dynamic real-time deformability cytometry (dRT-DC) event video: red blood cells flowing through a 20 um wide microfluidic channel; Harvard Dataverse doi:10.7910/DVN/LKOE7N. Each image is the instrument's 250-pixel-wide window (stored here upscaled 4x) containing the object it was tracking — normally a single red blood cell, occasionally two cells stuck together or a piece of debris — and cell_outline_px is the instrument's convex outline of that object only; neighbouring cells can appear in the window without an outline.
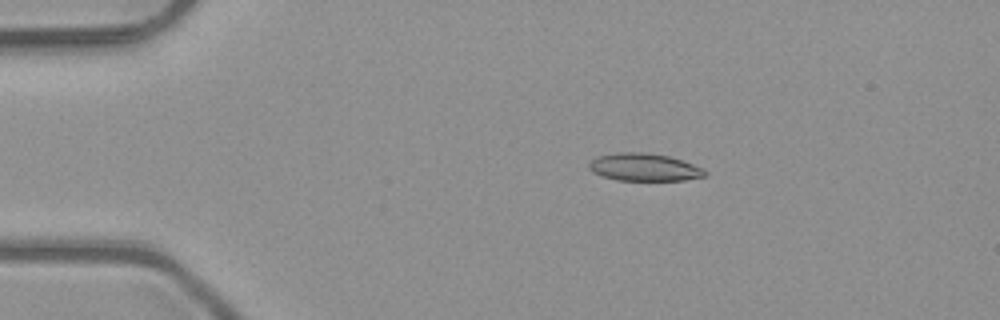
{"species": "common noctule bat (a hibernating species)", "species_latin": "Nyctalus noctula", "temperature_condition": "room temperature", "stored_images_in_passage": 6, "camera_frame_rate_fps": 3000, "um_per_image_px": 0.085, "animal": {"sex": "male", "body_mass_g": 23.1, "forearm_length_mm": 52.7}, "frame": {"image": 1, "passage_image": 3, "time_ms": 0.667, "image_size_px": [1000, 320], "cell_outline_px": [[708, 172], [704, 176], [684, 180], [616, 180], [592, 172], [588, 168], [588, 164], [596, 156], [616, 152], [644, 152], [668, 156], [704, 168]], "centroid_in_image_um": [54.73, 14.21], "position_along_channel_um": 30.3, "area_um2": 18.61}}
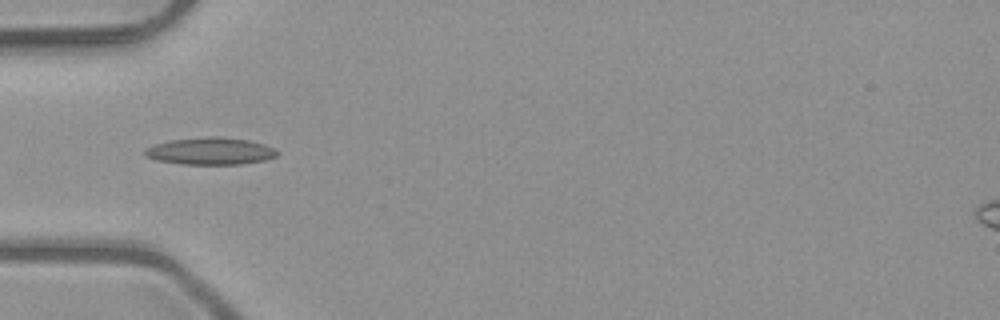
{"frame": {"image": 2, "passage_image": 5, "time_ms": 1.333, "image_size_px": [1000, 320], "cell_outline_px": [[280, 152], [276, 156], [264, 160], [240, 164], [184, 164], [156, 160], [144, 156], [144, 148], [156, 144], [172, 140], [212, 136], [220, 136], [248, 140], [264, 144], [276, 148]], "centroid_in_image_um": [17.9, 12.84], "position_along_channel_um": 67.1, "area_um2": 20.92}}
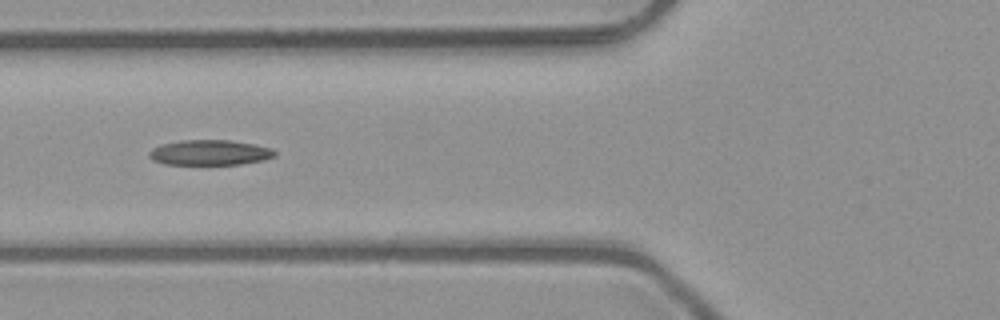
{"frame": {"image": 3, "passage_image": 6, "time_ms": 1.667, "image_size_px": [1000, 320], "cell_outline_px": [[276, 156], [264, 160], [240, 164], [164, 164], [152, 160], [148, 156], [148, 152], [152, 148], [160, 144], [180, 140], [232, 140], [256, 144], [272, 148], [276, 152]], "centroid_in_image_um": [17.83, 12.96], "position_along_channel_um": 108.0, "area_um2": 18.73}}